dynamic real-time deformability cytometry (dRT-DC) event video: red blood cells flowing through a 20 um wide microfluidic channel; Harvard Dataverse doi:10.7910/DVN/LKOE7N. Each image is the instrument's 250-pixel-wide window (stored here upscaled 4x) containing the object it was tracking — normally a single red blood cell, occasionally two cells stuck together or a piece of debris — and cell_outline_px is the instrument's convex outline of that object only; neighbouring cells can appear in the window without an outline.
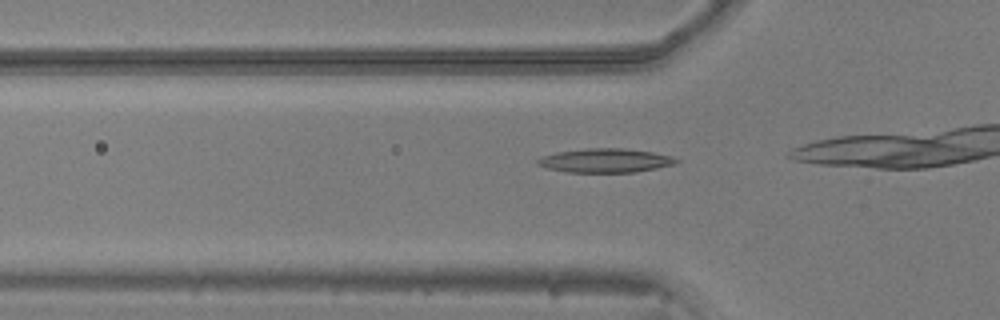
{"species": "common noctule bat (a hibernating species)", "species_latin": "Nyctalus noctula", "temperature_condition": "warm", "stored_images_in_passage": 12, "camera_frame_rate_fps": 3000, "um_per_image_px": 0.085, "animal": {"sex": "male", "body_mass_g": 20.5, "forearm_length_mm": 52.5}, "frame": {"image": 1, "passage_image": 7, "time_ms": 2.0, "image_size_px": [1000, 320], "cell_outline_px": [[680, 160], [676, 164], [636, 172], [564, 172], [548, 168], [536, 164], [536, 160], [544, 156], [556, 152], [584, 148], [624, 148], [652, 152], [672, 156]], "centroid_in_image_um": [51.46, 13.64], "position_along_channel_um": 74.3, "area_um2": 19.42}}
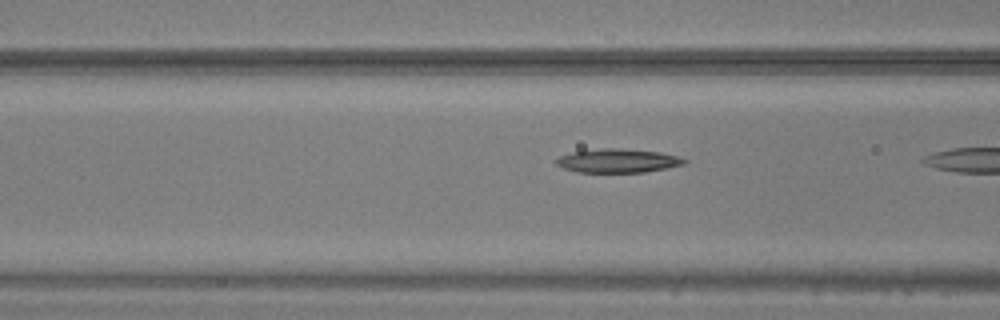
{"frame": {"image": 2, "passage_image": 10, "time_ms": 3.0, "image_size_px": [1000, 320], "cell_outline_px": [[688, 160], [684, 164], [644, 172], [576, 172], [564, 168], [556, 164], [552, 160], [560, 156], [572, 152], [608, 148], [616, 148], [660, 152], [676, 156]], "centroid_in_image_um": [52.47, 13.67], "position_along_channel_um": 114.1, "area_um2": 17.51}}